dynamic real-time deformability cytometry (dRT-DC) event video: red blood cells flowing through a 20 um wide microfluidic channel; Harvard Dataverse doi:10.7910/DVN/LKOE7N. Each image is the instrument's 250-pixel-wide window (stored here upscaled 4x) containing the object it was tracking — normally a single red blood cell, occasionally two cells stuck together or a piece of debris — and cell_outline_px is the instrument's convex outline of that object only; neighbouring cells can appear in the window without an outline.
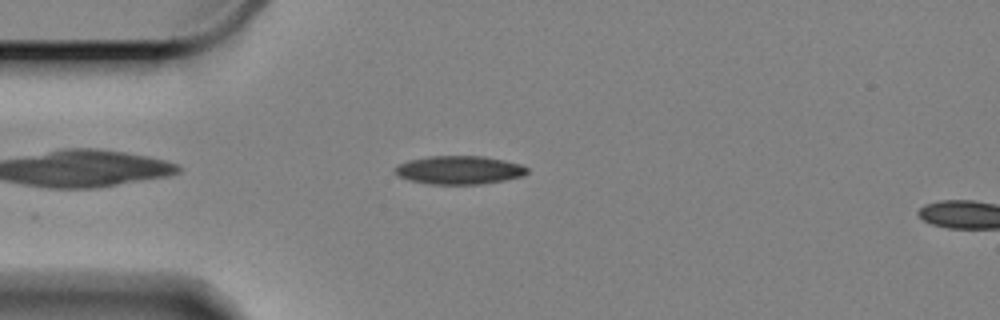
{"species": "Egyptian fruit bat (a non-hibernating species)", "species_latin": "Rousettus aegyptiacus", "temperature_condition": "cold", "stored_images_in_passage": 21, "camera_frame_rate_fps": 3000, "um_per_image_px": 0.085, "animal": {"sex": "female"}, "frame": {"image": 1, "passage_image": 5, "time_ms": 1.333, "image_size_px": [1000, 320], "cell_outline_px": [[528, 172], [524, 176], [504, 180], [480, 184], [428, 184], [412, 180], [400, 176], [396, 172], [396, 168], [400, 164], [408, 160], [428, 156], [484, 156], [504, 160], [520, 164], [528, 168]], "centroid_in_image_um": [39.09, 14.45], "position_along_channel_um": 45.9, "area_um2": 21.68}}
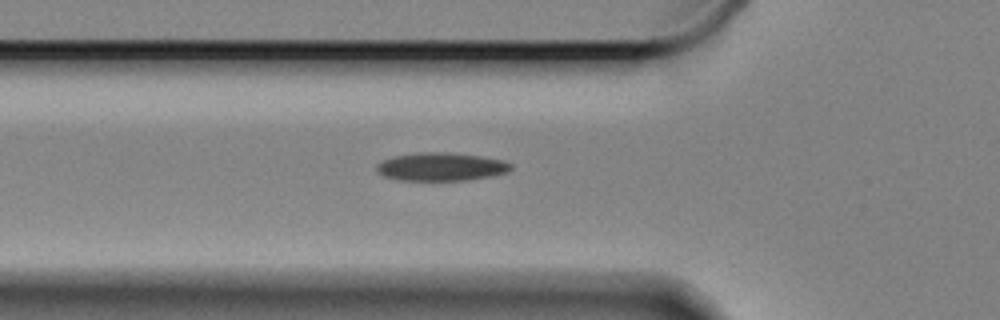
{"frame": {"image": 2, "passage_image": 10, "time_ms": 3.0, "image_size_px": [1000, 320], "cell_outline_px": [[512, 168], [508, 172], [492, 176], [468, 180], [396, 180], [384, 176], [376, 172], [376, 164], [380, 160], [392, 156], [420, 152], [444, 152], [480, 156], [500, 160], [512, 164]], "centroid_in_image_um": [37.43, 14.17], "position_along_channel_um": 88.4, "area_um2": 22.2}}
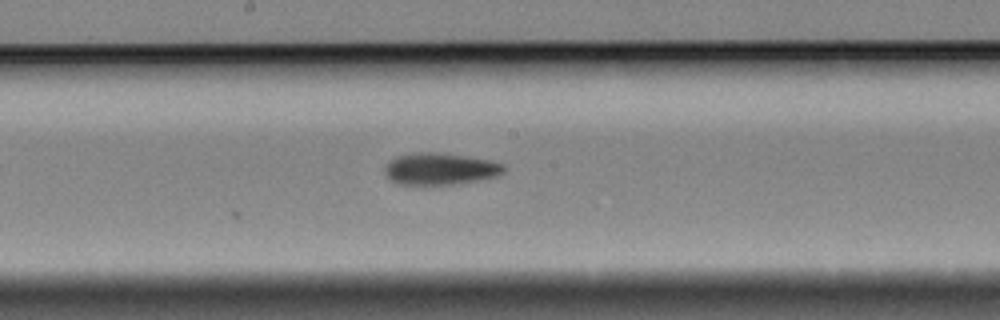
{"frame": {"image": 3, "passage_image": 21, "time_ms": 6.667, "image_size_px": [1000, 320], "cell_outline_px": [[504, 172], [496, 176], [460, 184], [400, 184], [388, 180], [384, 172], [384, 168], [396, 156], [416, 152], [436, 152], [492, 160], [504, 164]], "centroid_in_image_um": [37.41, 14.35], "position_along_channel_um": 210.8, "area_um2": 22.08}}